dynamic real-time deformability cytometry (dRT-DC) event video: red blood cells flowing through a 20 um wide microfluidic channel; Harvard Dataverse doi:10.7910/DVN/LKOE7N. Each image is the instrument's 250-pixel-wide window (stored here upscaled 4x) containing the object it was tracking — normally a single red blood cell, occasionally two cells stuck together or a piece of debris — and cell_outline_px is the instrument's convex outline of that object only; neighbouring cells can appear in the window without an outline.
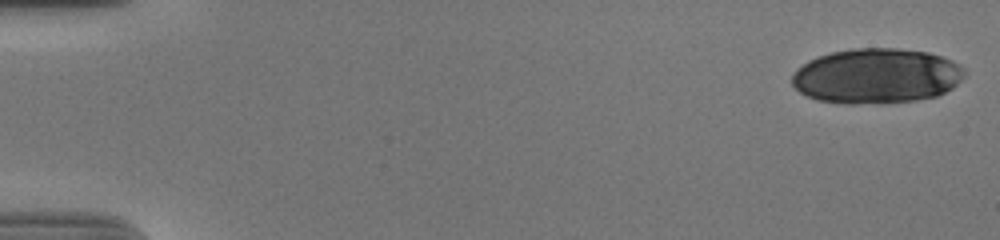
{"species": "human", "species_latin": "Homo sapiens", "temperature_condition": "cold", "stored_images_in_passage": 54, "camera_frame_rate_fps": 3000, "um_per_image_px": 0.085, "donor": {"sex": "male"}, "frame": {"image": 1, "passage_image": 1, "time_ms": 0.0, "image_size_px": [1000, 240], "cell_outline_px": [[964, 76], [952, 88], [936, 96], [916, 100], [856, 104], [844, 104], [816, 100], [800, 92], [792, 84], [792, 76], [796, 68], [808, 60], [816, 56], [832, 52], [852, 48], [900, 48], [928, 52], [952, 60], [960, 64], [964, 68]], "centroid_in_image_um": [74.48, 6.44], "position_along_channel_um": 10.5, "area_um2": 55.55}}
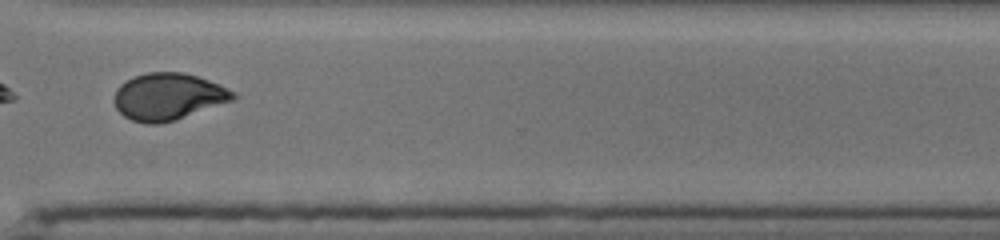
{"frame": {"image": 2, "passage_image": 43, "time_ms": 14.0, "image_size_px": [1000, 240], "cell_outline_px": [[236, 96], [232, 100], [176, 120], [160, 124], [144, 124], [132, 120], [124, 116], [116, 108], [112, 100], [116, 88], [120, 84], [132, 76], [148, 72], [184, 72], [208, 80], [236, 92]], "centroid_in_image_um": [14.24, 8.21], "position_along_channel_um": 356.4, "area_um2": 32.66}, "authors_computed_cell_mechanics": {"area_um2": 34.6222, "velocity_mm_per_s": 3.7084, "shape_relaxation_time_tau1_ms": 8.2286, "shape_relaxation_time_tau2_ms": 2.0863, "deformation_change_tau1": 0.1749, "deformation_change_tau2": 0.0504}}